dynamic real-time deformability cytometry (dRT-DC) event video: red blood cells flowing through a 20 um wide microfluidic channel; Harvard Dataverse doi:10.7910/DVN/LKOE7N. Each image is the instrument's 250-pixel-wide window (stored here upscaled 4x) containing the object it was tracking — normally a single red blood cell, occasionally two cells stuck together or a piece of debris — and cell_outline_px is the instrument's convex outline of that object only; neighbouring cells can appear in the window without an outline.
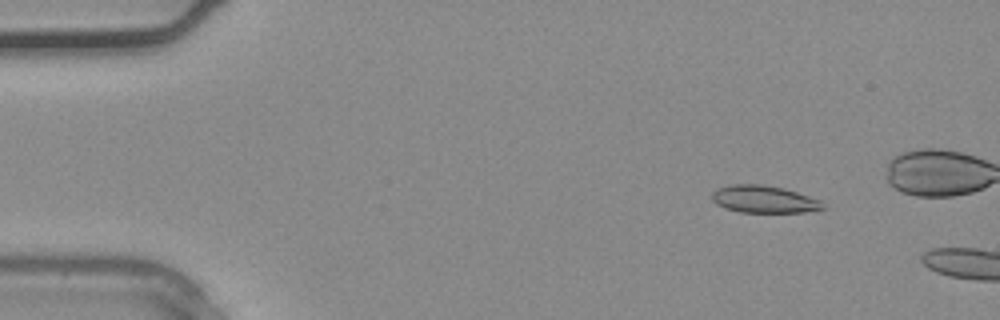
{"species": "common noctule bat (a hibernating species)", "species_latin": "Nyctalus noctula", "temperature_condition": "warm", "stored_images_in_passage": 7, "camera_frame_rate_fps": 3000, "um_per_image_px": 0.085, "animal": {"sex": "male", "body_mass_g": 20.4}, "frame": {"image": 1, "passage_image": 5, "time_ms": 1.333, "image_size_px": [1000, 320], "cell_outline_px": [[828, 208], [804, 212], [740, 212], [724, 208], [716, 204], [712, 200], [712, 192], [716, 188], [732, 184], [764, 184], [784, 188], [820, 200]], "centroid_in_image_um": [64.92, 16.93], "position_along_channel_um": 20.1, "area_um2": 17.8}}